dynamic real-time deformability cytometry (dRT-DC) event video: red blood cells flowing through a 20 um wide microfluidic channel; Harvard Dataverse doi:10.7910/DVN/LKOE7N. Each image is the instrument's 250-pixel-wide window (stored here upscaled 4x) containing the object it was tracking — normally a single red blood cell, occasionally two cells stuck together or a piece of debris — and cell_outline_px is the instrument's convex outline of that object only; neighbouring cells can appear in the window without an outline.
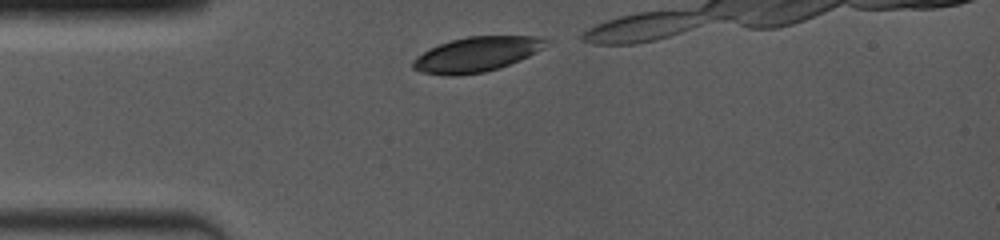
{"species": "common noctule bat (a hibernating species)", "species_latin": "Nyctalus noctula", "temperature_condition": "room temperature", "stored_images_in_passage": 4, "camera_frame_rate_fps": 4000, "um_per_image_px": 0.085, "animal": {"sex": "female", "body_mass_g": 19.0, "forearm_length_mm": 53.3}, "frame": {"image": 1, "passage_image": 1, "time_ms": 0.0, "image_size_px": [1000, 240], "cell_outline_px": [[552, 44], [520, 60], [484, 72], [452, 76], [420, 72], [412, 68], [412, 60], [416, 56], [428, 48], [452, 40], [468, 36], [544, 36], [552, 40]], "centroid_in_image_um": [40.55, 4.6], "position_along_channel_um": 44.4, "area_um2": 27.28}}
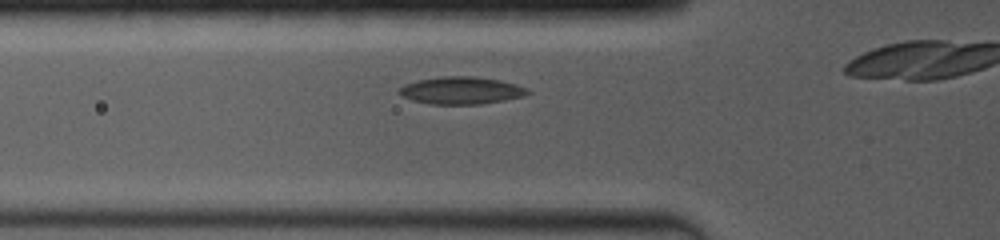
{"frame": {"image": 2, "passage_image": 4, "time_ms": 2.75, "image_size_px": [1000, 240], "cell_outline_px": [[532, 92], [524, 96], [504, 100], [480, 104], [428, 104], [412, 100], [396, 92], [404, 84], [416, 80], [440, 76], [472, 76], [500, 80], [516, 84], [528, 88]], "centroid_in_image_um": [39.2, 7.68], "position_along_channel_um": 86.6, "area_um2": 20.63}}